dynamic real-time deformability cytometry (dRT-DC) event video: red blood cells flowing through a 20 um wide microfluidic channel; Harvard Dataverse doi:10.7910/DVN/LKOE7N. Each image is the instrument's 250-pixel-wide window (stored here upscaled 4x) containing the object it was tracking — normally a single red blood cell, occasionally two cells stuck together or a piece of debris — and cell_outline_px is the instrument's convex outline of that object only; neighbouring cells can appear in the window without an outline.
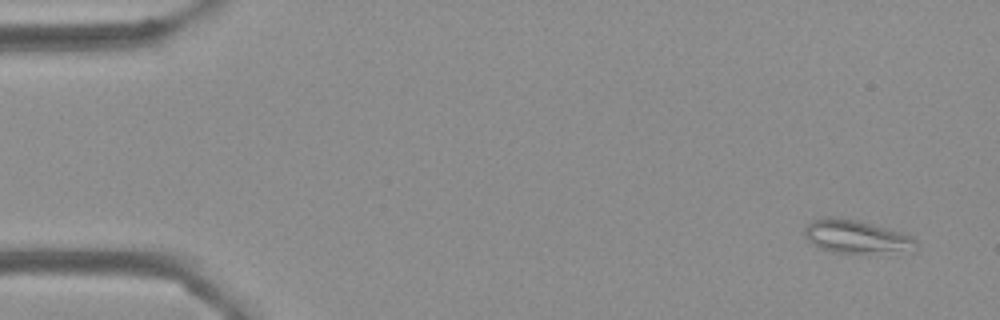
{"species": "Egyptian fruit bat (a non-hibernating species)", "species_latin": "Rousettus aegyptiacus", "temperature_condition": "cold", "stored_images_in_passage": 6, "camera_frame_rate_fps": 3000, "um_per_image_px": 0.085, "frame": {"image": 1, "passage_image": 1, "time_ms": 0.0, "image_size_px": [1000, 320], "cell_outline_px": [[916, 248], [864, 252], [832, 252], [820, 248], [812, 244], [804, 236], [804, 228], [812, 220], [828, 216], [852, 220], [872, 224], [900, 232], [916, 240]], "centroid_in_image_um": [72.63, 20.08], "position_along_channel_um": 12.4, "area_um2": 20.52}}